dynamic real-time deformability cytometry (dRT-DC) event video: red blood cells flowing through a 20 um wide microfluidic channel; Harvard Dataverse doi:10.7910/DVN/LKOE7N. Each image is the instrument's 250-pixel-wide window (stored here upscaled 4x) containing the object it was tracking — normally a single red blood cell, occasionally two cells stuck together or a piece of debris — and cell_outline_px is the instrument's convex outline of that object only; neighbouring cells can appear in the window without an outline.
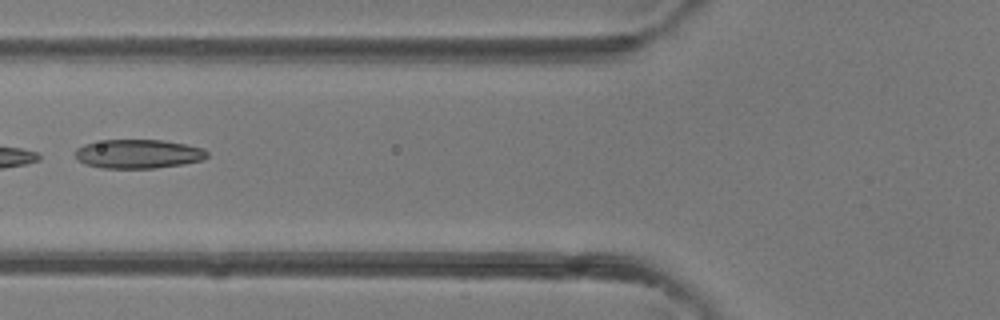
{"species": "common noctule bat (a hibernating species)", "species_latin": "Nyctalus noctula", "temperature_condition": "room temperature", "stored_images_in_passage": 4, "camera_frame_rate_fps": 3000, "um_per_image_px": 0.085, "animal": {"sex": "female"}, "frame": {"image": 1, "passage_image": 4, "time_ms": 3.333, "image_size_px": [1000, 320], "cell_outline_px": [[208, 156], [204, 160], [184, 164], [156, 168], [100, 168], [84, 164], [76, 156], [76, 148], [84, 144], [104, 140], [164, 140], [204, 148], [208, 152]], "centroid_in_image_um": [11.79, 13.08], "position_along_channel_um": 114.0, "area_um2": 22.37}}